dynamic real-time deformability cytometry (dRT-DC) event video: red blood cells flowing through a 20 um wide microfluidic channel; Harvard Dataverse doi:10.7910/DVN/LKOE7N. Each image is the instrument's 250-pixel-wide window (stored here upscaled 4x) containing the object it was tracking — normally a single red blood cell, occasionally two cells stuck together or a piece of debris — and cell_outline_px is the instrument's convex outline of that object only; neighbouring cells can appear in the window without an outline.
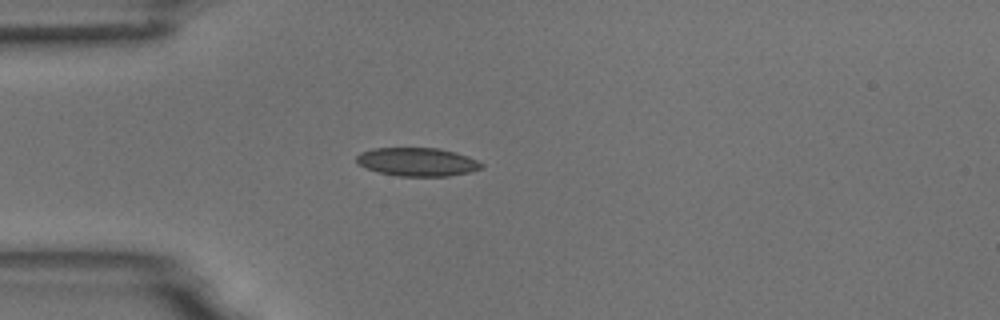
{"species": "common noctule bat (a hibernating species)", "species_latin": "Nyctalus noctula", "temperature_condition": "room temperature", "stored_images_in_passage": 2, "camera_frame_rate_fps": 3000, "um_per_image_px": 0.085, "animal": {"sex": "male", "body_mass_g": 18.8}, "frame": {"image": 1, "passage_image": 1, "time_ms": 0.0, "image_size_px": [1000, 320], "cell_outline_px": [[484, 168], [468, 172], [448, 176], [400, 176], [380, 172], [364, 168], [356, 164], [356, 156], [360, 152], [372, 148], [436, 148], [456, 152], [468, 156], [484, 164]], "centroid_in_image_um": [35.45, 13.76], "position_along_channel_um": 49.6, "area_um2": 20.81}}